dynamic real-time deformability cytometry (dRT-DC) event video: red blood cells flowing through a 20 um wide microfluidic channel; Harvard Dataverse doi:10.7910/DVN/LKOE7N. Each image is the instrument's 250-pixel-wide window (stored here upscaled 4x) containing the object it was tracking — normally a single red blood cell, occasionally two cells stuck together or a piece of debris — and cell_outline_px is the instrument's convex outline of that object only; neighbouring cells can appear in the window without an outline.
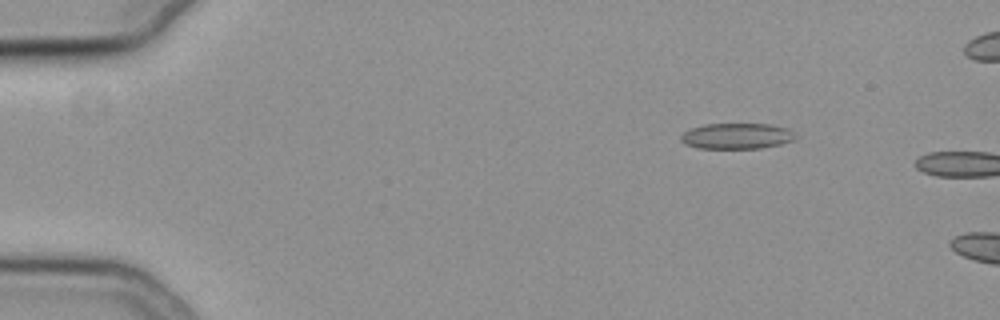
{"species": "common noctule bat (a hibernating species)", "species_latin": "Nyctalus noctula", "temperature_condition": "cold", "stored_images_in_passage": 4, "camera_frame_rate_fps": 3000, "um_per_image_px": 0.085, "animal": {"sex": "female", "body_mass_g": 19.3, "forearm_length_mm": 54.1}, "frame": {"image": 1, "passage_image": 1, "time_ms": 0.0, "image_size_px": [1000, 320], "cell_outline_px": [[792, 140], [780, 144], [760, 148], [700, 148], [684, 144], [680, 140], [680, 136], [684, 132], [692, 128], [704, 124], [772, 124], [788, 128], [792, 132]], "centroid_in_image_um": [62.57, 11.56], "position_along_channel_um": 22.4, "area_um2": 16.99}}